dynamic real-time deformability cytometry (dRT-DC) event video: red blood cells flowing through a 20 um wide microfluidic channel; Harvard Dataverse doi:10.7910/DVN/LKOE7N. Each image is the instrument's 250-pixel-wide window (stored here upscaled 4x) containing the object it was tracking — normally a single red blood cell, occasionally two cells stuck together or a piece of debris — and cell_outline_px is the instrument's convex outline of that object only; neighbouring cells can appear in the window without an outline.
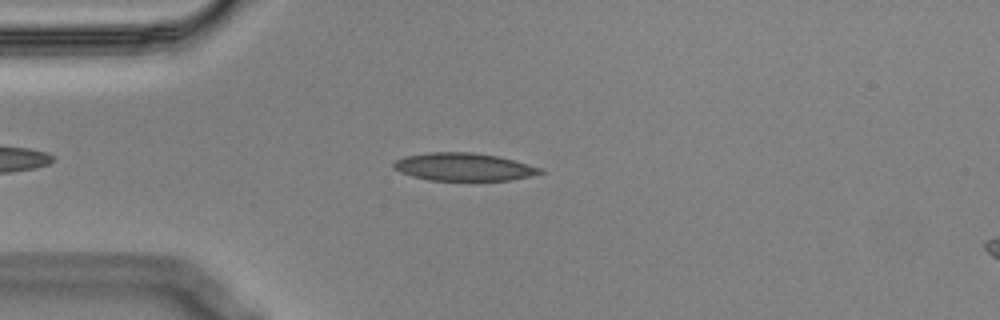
{"species": "Egyptian fruit bat (a non-hibernating species)", "species_latin": "Rousettus aegyptiacus", "temperature_condition": "cold", "stored_images_in_passage": 51, "camera_frame_rate_fps": 3000, "um_per_image_px": 0.085, "animal": {"sex": "male"}, "frame": {"image": 1, "passage_image": 9, "time_ms": 2.667, "image_size_px": [1000, 320], "cell_outline_px": [[544, 172], [512, 180], [428, 180], [412, 176], [400, 172], [392, 168], [392, 164], [396, 160], [404, 156], [428, 152], [472, 152], [496, 156], [544, 168]], "centroid_in_image_um": [39.37, 14.18], "position_along_channel_um": 45.6, "area_um2": 23.7}}
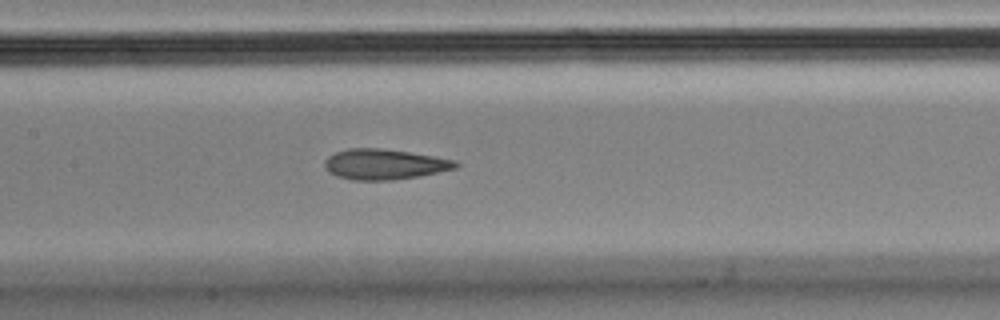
{"frame": {"image": 2, "passage_image": 21, "time_ms": 6.667, "image_size_px": [1000, 320], "cell_outline_px": [[460, 164], [456, 168], [420, 176], [392, 180], [352, 180], [336, 176], [328, 172], [324, 168], [324, 160], [328, 156], [336, 152], [348, 148], [380, 148], [408, 152], [456, 160]], "centroid_in_image_um": [32.64, 13.97], "position_along_channel_um": 174.8, "area_um2": 23.29}}
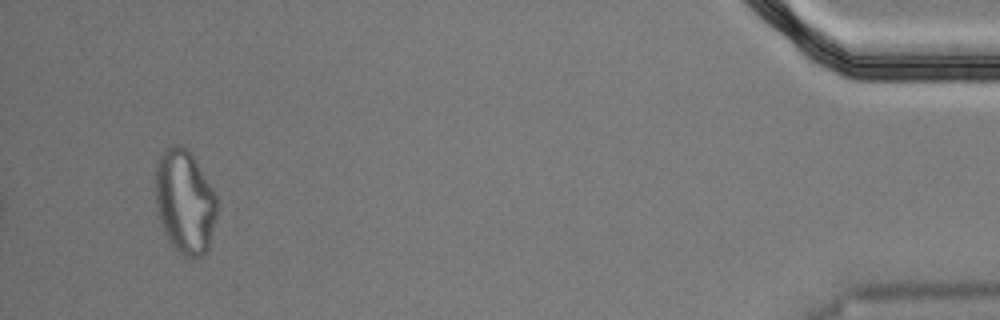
{"frame": {"image": 3, "passage_image": 48, "time_ms": 15.667, "image_size_px": [1000, 320], "cell_outline_px": [[216, 216], [208, 252], [204, 256], [184, 256], [172, 244], [160, 220], [156, 208], [156, 168], [160, 156], [164, 148], [176, 144], [180, 144], [188, 148], [216, 192]], "centroid_in_image_um": [15.73, 17.1], "position_along_channel_um": 419.5, "area_um2": 37.11}, "authors_computed_cell_mechanics": {"area_um2": 23.987, "velocity_mm_per_s": 3.5707, "shape_relaxation_time_tau1_ms": null, "shape_relaxation_time_tau2_ms": 2.6335, "deformation_change_tau1": null, "deformation_change_tau2": 0.0983}}